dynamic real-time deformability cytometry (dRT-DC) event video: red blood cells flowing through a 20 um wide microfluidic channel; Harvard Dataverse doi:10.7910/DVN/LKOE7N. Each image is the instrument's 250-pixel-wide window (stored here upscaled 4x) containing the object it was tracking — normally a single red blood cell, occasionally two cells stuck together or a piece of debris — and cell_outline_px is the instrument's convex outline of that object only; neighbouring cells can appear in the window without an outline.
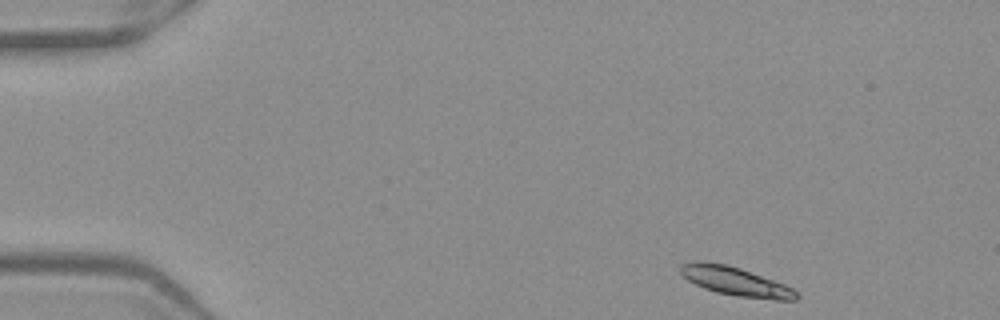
{"species": "Egyptian fruit bat (a non-hibernating species)", "species_latin": "Rousettus aegyptiacus", "temperature_condition": "warm", "stored_images_in_passage": 47, "camera_frame_rate_fps": 3000, "um_per_image_px": 0.085, "frame": {"image": 1, "passage_image": 1, "time_ms": 0.0, "image_size_px": [1000, 320], "cell_outline_px": [[796, 296], [748, 296], [720, 292], [708, 288], [692, 280], [688, 276], [692, 264], [720, 264], [736, 268], [748, 272], [780, 284], [796, 292]], "centroid_in_image_um": [62.57, 23.92], "position_along_channel_um": 22.4, "area_um2": 15.2}}
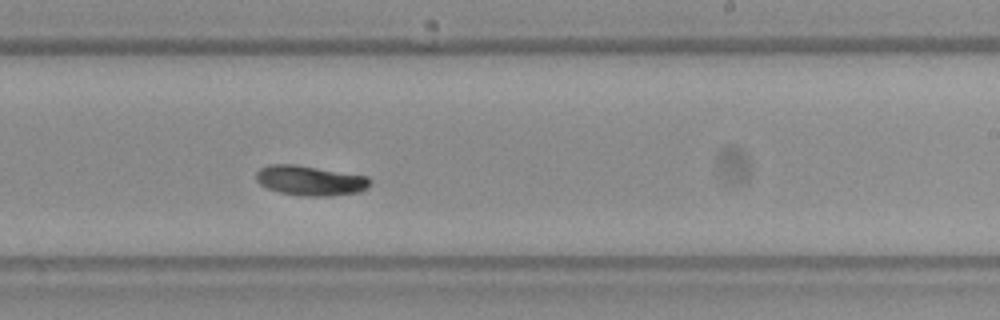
{"frame": {"image": 2, "passage_image": 27, "time_ms": 8.667, "image_size_px": [1000, 320], "cell_outline_px": [[368, 184], [364, 188], [348, 192], [288, 192], [264, 184], [260, 180], [260, 172], [264, 168], [308, 168], [364, 176], [368, 180]], "centroid_in_image_um": [26.48, 15.33], "position_along_channel_um": 262.5, "area_um2": 15.37}}
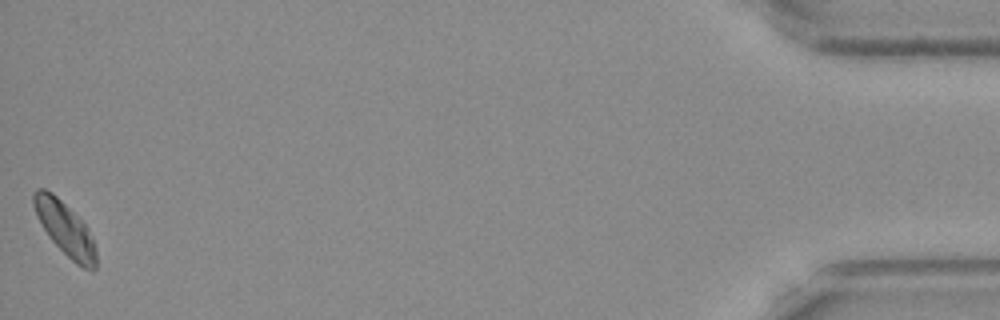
{"frame": {"image": 3, "passage_image": 47, "time_ms": 15.333, "image_size_px": [1000, 320], "cell_outline_px": [[96, 264], [92, 268], [80, 264], [64, 252], [44, 228], [36, 212], [36, 192], [40, 188], [48, 192], [84, 228], [92, 244], [96, 260]], "centroid_in_image_um": [5.5, 19.5], "position_along_channel_um": 429.7, "area_um2": 15.95}, "authors_computed_cell_mechanics": {"area_um2": 15.895, "velocity_mm_per_s": 3.8781, "shape_relaxation_time_tau1_ms": 1.3889, "shape_relaxation_time_tau2_ms": null, "deformation_change_tau1": 0.0809, "deformation_change_tau2": null}}